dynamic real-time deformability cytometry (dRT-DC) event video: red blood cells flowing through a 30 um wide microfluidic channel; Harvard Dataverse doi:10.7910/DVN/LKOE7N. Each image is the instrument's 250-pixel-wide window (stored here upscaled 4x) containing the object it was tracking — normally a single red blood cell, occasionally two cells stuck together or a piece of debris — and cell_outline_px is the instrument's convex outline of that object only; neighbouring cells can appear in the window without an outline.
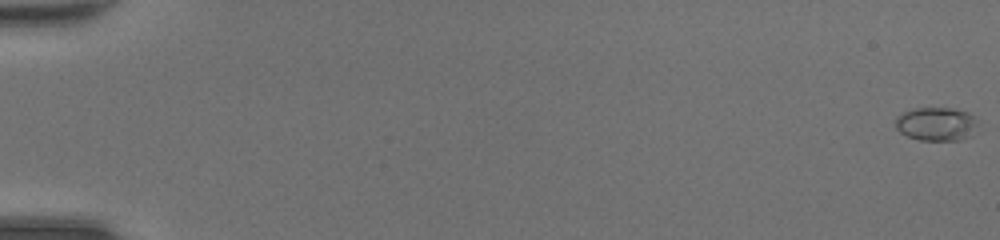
{"species": "common noctule bat (a hibernating species)", "species_latin": "Nyctalus noctula", "temperature_condition": "room temperature", "stored_images_in_passage": 49, "camera_frame_rate_fps": 3000, "um_per_image_px": 0.085, "animal": {"sex": "female", "body_mass_g": 20.0, "forearm_length_mm": 54.0}, "frame": {"image": 1, "passage_image": 1, "time_ms": 0.0, "image_size_px": [1000, 240], "cell_outline_px": [[976, 124], [972, 136], [960, 140], [920, 140], [908, 136], [900, 132], [896, 128], [896, 116], [912, 108], [956, 108], [968, 112], [976, 116]], "centroid_in_image_um": [79.6, 10.53], "position_along_channel_um": 5.4, "area_um2": 16.24}}
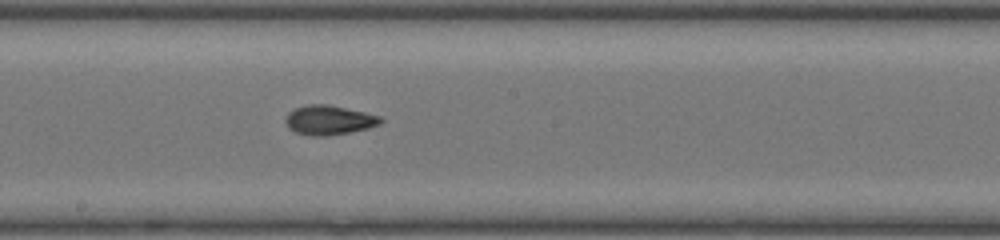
{"frame": {"image": 2, "passage_image": 29, "time_ms": 9.333, "image_size_px": [1000, 240], "cell_outline_px": [[384, 120], [380, 124], [368, 128], [348, 132], [324, 136], [308, 136], [296, 132], [288, 128], [284, 120], [288, 112], [292, 108], [304, 104], [328, 104], [364, 112], [380, 116]], "centroid_in_image_um": [27.91, 10.19], "position_along_channel_um": 220.3, "area_um2": 16.47}}
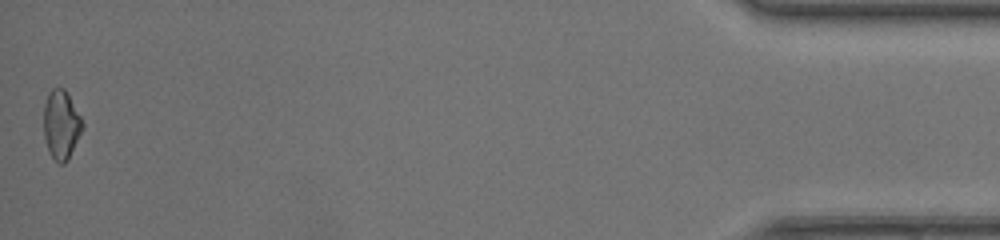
{"frame": {"image": 3, "passage_image": 49, "time_ms": 16.0, "image_size_px": [1000, 240], "cell_outline_px": [[84, 128], [68, 160], [64, 164], [60, 164], [48, 152], [44, 136], [44, 104], [48, 92], [52, 88], [64, 88], [80, 116], [84, 124]], "centroid_in_image_um": [5.2, 10.62], "position_along_channel_um": 430.0, "area_um2": 15.61}, "authors_computed_cell_mechanics": {"area_um2": 15.7794, "velocity_mm_per_s": 4.4554, "shape_relaxation_time_tau1_ms": null, "shape_relaxation_time_tau2_ms": 2.2218, "deformation_change_tau1": null, "deformation_change_tau2": 0.0684}}